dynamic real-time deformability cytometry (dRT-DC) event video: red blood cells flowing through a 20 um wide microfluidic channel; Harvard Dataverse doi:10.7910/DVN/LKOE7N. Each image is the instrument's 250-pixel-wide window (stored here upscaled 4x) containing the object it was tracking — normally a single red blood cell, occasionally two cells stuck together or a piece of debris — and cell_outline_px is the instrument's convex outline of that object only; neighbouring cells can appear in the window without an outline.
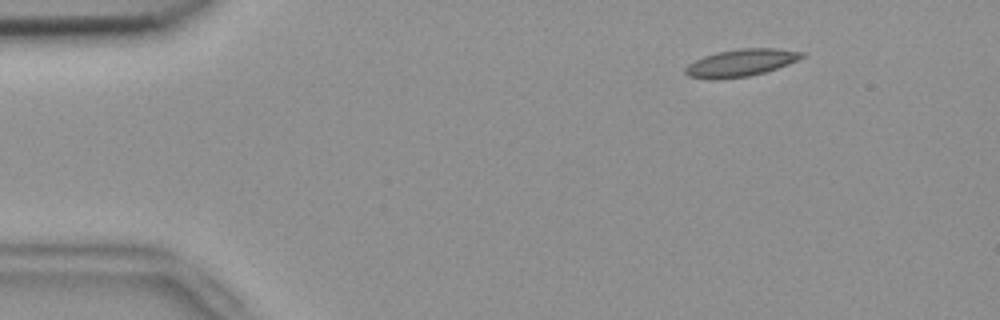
{"species": "common noctule bat (a hibernating species)", "species_latin": "Nyctalus noctula", "temperature_condition": "room temperature", "stored_images_in_passage": 54, "camera_frame_rate_fps": 3000, "um_per_image_px": 0.085, "animal": {"sex": "female", "body_mass_g": 18.4}, "frame": {"image": 1, "passage_image": 7, "time_ms": 2.0, "image_size_px": [1000, 320], "cell_outline_px": [[804, 56], [788, 64], [764, 72], [748, 76], [712, 80], [688, 76], [684, 72], [684, 68], [688, 64], [704, 56], [716, 52], [740, 48], [776, 48], [804, 52]], "centroid_in_image_um": [62.93, 5.33], "position_along_channel_um": 22.1, "area_um2": 18.44}}
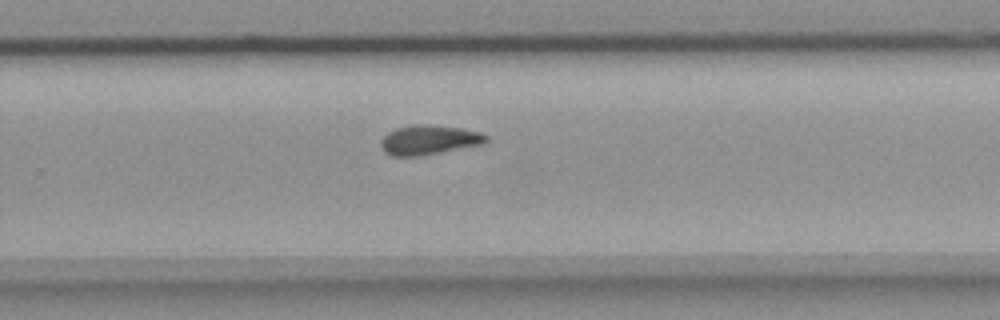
{"frame": {"image": 2, "passage_image": 35, "time_ms": 11.333, "image_size_px": [1000, 320], "cell_outline_px": [[488, 140], [484, 144], [416, 156], [392, 156], [384, 152], [380, 144], [380, 140], [388, 132], [396, 128], [412, 124], [428, 124], [460, 128], [480, 132], [488, 136]], "centroid_in_image_um": [36.44, 11.88], "position_along_channel_um": 293.4, "area_um2": 18.09}}
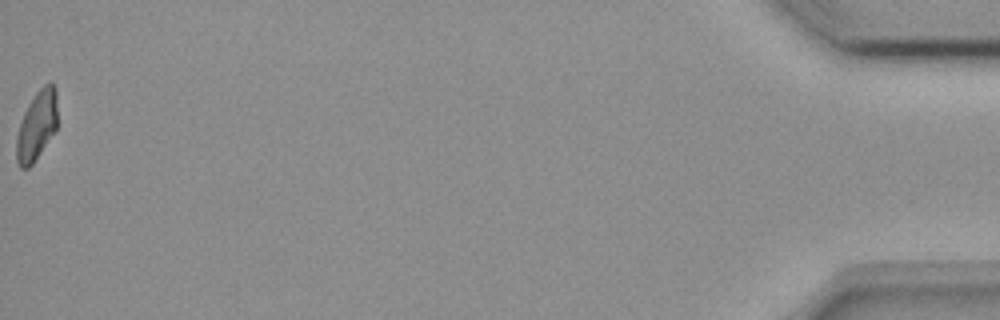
{"frame": {"image": 3, "passage_image": 54, "time_ms": 17.667, "image_size_px": [1000, 320], "cell_outline_px": [[56, 132], [32, 164], [28, 168], [20, 168], [16, 160], [16, 136], [24, 112], [28, 104], [36, 92], [44, 84], [52, 80], [56, 88]], "centroid_in_image_um": [3.13, 10.67], "position_along_channel_um": 432.1, "area_um2": 16.7}, "authors_computed_cell_mechanics": {"area_um2": 17.9758, "velocity_mm_per_s": 3.7677, "shape_relaxation_time_tau1_ms": null, "shape_relaxation_time_tau2_ms": 10.1563, "deformation_change_tau1": null, "deformation_change_tau2": 0.1683}}